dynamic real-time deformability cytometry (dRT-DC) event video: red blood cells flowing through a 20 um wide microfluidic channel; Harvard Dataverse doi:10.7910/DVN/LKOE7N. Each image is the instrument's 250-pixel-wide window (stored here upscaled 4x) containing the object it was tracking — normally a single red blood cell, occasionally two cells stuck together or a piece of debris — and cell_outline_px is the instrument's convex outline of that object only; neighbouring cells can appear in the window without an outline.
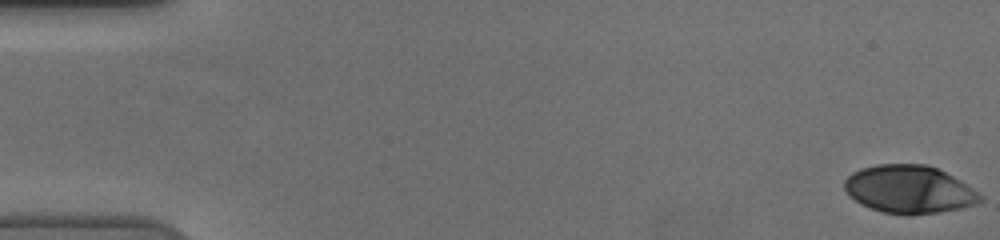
{"species": "human", "species_latin": "Homo sapiens", "temperature_condition": "cold", "stored_images_in_passage": 56, "camera_frame_rate_fps": 3000, "um_per_image_px": 0.085, "donor": {"sex": "female"}, "frame": {"image": 1, "passage_image": 1, "time_ms": 0.0, "image_size_px": [1000, 240], "cell_outline_px": [[984, 200], [976, 204], [960, 208], [940, 212], [908, 216], [904, 216], [884, 212], [860, 204], [844, 188], [844, 180], [852, 172], [860, 168], [876, 164], [928, 164], [960, 180], [984, 196]], "centroid_in_image_um": [77.29, 16.1], "position_along_channel_um": 7.7, "area_um2": 38.03}}
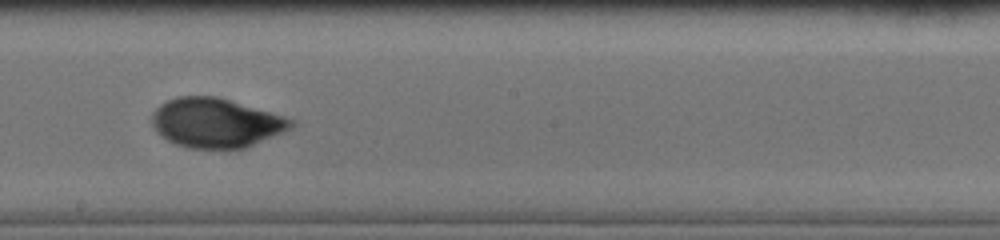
{"frame": {"image": 2, "passage_image": 32, "time_ms": 10.333, "image_size_px": [1000, 240], "cell_outline_px": [[296, 124], [292, 128], [244, 148], [188, 148], [176, 144], [168, 140], [156, 132], [152, 124], [152, 112], [160, 104], [176, 96], [216, 96], [284, 116], [296, 120]], "centroid_in_image_um": [18.34, 10.43], "position_along_channel_um": 229.9, "area_um2": 39.88}}
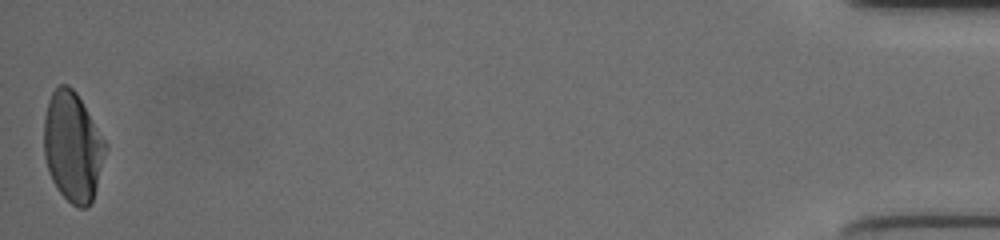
{"frame": {"image": 3, "passage_image": 56, "time_ms": 18.333, "image_size_px": [1000, 240], "cell_outline_px": [[108, 148], [96, 188], [92, 200], [84, 208], [80, 208], [72, 204], [60, 192], [52, 180], [48, 172], [44, 156], [44, 116], [48, 100], [52, 92], [60, 84], [68, 84], [76, 92], [104, 140]], "centroid_in_image_um": [6.16, 12.47], "position_along_channel_um": 429.0, "area_um2": 39.07}, "authors_computed_cell_mechanics": {"area_um2": 38.7549, "velocity_mm_per_s": 3.6949, "shape_relaxation_time_tau1_ms": 3.9871, "shape_relaxation_time_tau2_ms": null, "deformation_change_tau1": 0.166, "deformation_change_tau2": null}}